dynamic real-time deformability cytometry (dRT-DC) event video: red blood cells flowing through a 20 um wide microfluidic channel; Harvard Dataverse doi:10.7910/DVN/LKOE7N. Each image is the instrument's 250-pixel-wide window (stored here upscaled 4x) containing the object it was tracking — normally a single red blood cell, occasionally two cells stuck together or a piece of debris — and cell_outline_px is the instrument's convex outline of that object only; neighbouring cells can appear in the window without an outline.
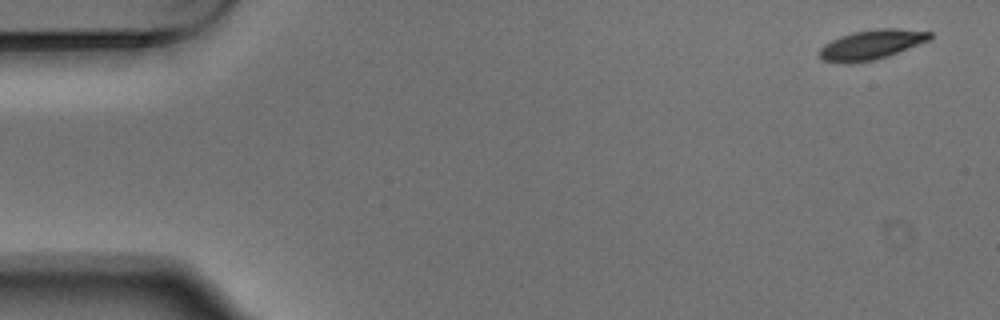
{"species": "Egyptian fruit bat (a non-hibernating species)", "species_latin": "Rousettus aegyptiacus", "temperature_condition": "warm", "stored_images_in_passage": 7, "camera_frame_rate_fps": 3000, "um_per_image_px": 0.085, "animal": {"sex": "male"}, "frame": {"image": 1, "passage_image": 1, "time_ms": 0.0, "image_size_px": [1000, 320], "cell_outline_px": [[932, 36], [928, 40], [888, 56], [872, 60], [848, 64], [844, 64], [824, 60], [820, 56], [820, 48], [824, 44], [840, 36], [852, 32], [880, 28], [896, 28], [932, 32]], "centroid_in_image_um": [74.05, 3.79], "position_along_channel_um": 11.0, "area_um2": 18.9}}
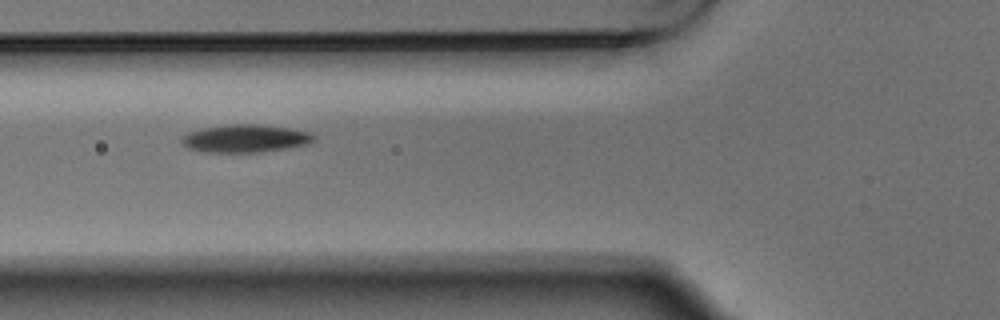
{"frame": {"image": 2, "passage_image": 6, "time_ms": 1.667, "image_size_px": [1000, 320], "cell_outline_px": [[316, 140], [308, 144], [288, 148], [264, 152], [208, 152], [188, 148], [180, 140], [180, 136], [188, 132], [200, 128], [232, 124], [256, 124], [292, 128], [308, 132], [316, 136]], "centroid_in_image_um": [20.86, 11.76], "position_along_channel_um": 104.9, "area_um2": 21.62}}
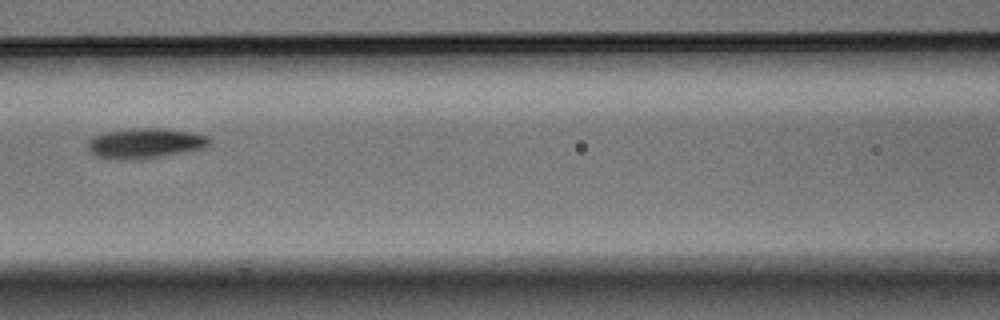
{"frame": {"image": 3, "passage_image": 7, "time_ms": 2.0, "image_size_px": [1000, 320], "cell_outline_px": [[212, 144], [204, 148], [184, 152], [160, 156], [120, 160], [96, 156], [88, 152], [88, 140], [92, 136], [104, 132], [132, 128], [164, 128], [188, 132], [208, 136]], "centroid_in_image_um": [12.3, 12.16], "position_along_channel_um": 154.3, "area_um2": 21.33}}